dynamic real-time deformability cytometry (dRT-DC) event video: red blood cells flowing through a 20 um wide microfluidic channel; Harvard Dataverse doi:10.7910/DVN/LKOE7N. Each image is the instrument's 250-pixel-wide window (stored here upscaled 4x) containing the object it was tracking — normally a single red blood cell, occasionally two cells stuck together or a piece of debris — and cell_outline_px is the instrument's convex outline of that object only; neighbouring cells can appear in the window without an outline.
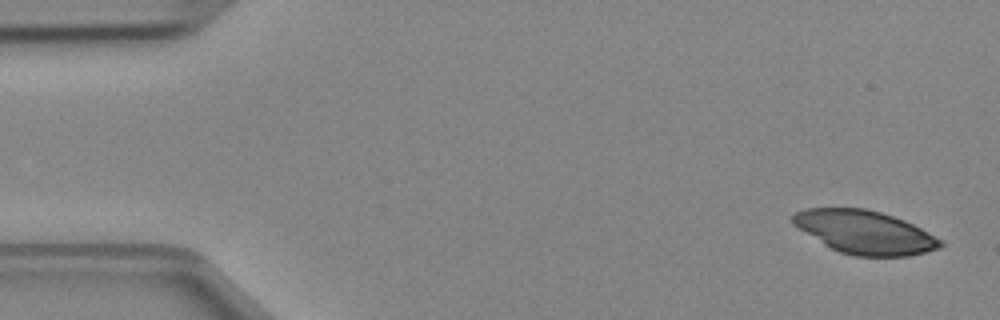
{"species": "Egyptian fruit bat (a non-hibernating species)", "species_latin": "Rousettus aegyptiacus", "temperature_condition": "cold", "stored_images_in_passage": 4, "camera_frame_rate_fps": 3000, "um_per_image_px": 0.085, "animal": {"sex": "female"}, "frame": {"image": 1, "passage_image": 1, "time_ms": 0.0, "image_size_px": [1000, 320], "cell_outline_px": [[944, 244], [940, 248], [908, 256], [856, 256], [840, 252], [824, 244], [792, 224], [792, 216], [796, 212], [804, 208], [864, 208], [880, 212], [904, 220], [944, 240]], "centroid_in_image_um": [73.52, 19.73], "position_along_channel_um": 11.5, "area_um2": 36.99}}